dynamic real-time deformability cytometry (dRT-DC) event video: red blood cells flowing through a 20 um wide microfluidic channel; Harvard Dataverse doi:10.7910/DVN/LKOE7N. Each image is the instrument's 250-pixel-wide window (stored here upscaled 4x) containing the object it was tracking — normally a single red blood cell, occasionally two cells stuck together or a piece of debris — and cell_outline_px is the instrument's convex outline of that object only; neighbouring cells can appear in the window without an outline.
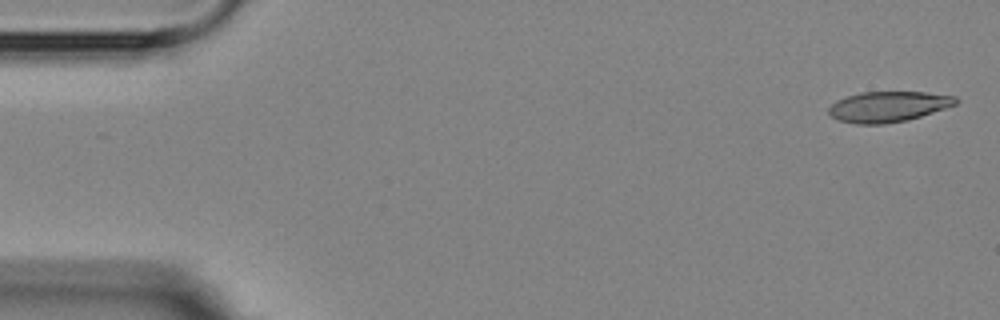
{"species": "Egyptian fruit bat (a non-hibernating species)", "species_latin": "Rousettus aegyptiacus", "temperature_condition": "room temperature", "stored_images_in_passage": 6, "segment_of_instrument_passage": [1, 2], "camera_frame_rate_fps": 3000, "um_per_image_px": 0.085, "animal": {"sex": "female"}, "frame": {"image": 1, "passage_image": 1, "time_ms": 0.0, "image_size_px": [1000, 320], "cell_outline_px": [[960, 100], [956, 104], [908, 120], [884, 124], [856, 124], [836, 120], [828, 112], [828, 108], [836, 100], [860, 92], [924, 92], [956, 96]], "centroid_in_image_um": [75.48, 9.06], "position_along_channel_um": 9.5, "area_um2": 22.6}}
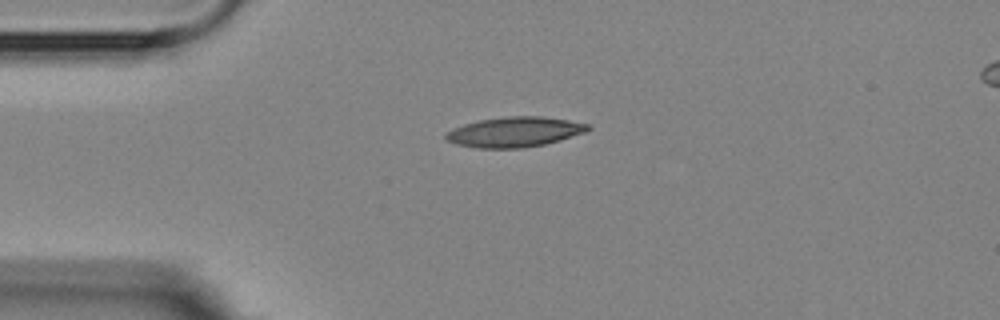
{"frame": {"image": 2, "passage_image": 4, "time_ms": 3.667, "image_size_px": [1000, 320], "cell_outline_px": [[592, 128], [584, 132], [560, 140], [544, 144], [520, 148], [476, 148], [456, 144], [448, 140], [444, 136], [452, 128], [464, 124], [480, 120], [504, 116], [540, 116], [568, 120], [588, 124]], "centroid_in_image_um": [43.73, 11.21], "position_along_channel_um": 41.3, "area_um2": 24.74}}